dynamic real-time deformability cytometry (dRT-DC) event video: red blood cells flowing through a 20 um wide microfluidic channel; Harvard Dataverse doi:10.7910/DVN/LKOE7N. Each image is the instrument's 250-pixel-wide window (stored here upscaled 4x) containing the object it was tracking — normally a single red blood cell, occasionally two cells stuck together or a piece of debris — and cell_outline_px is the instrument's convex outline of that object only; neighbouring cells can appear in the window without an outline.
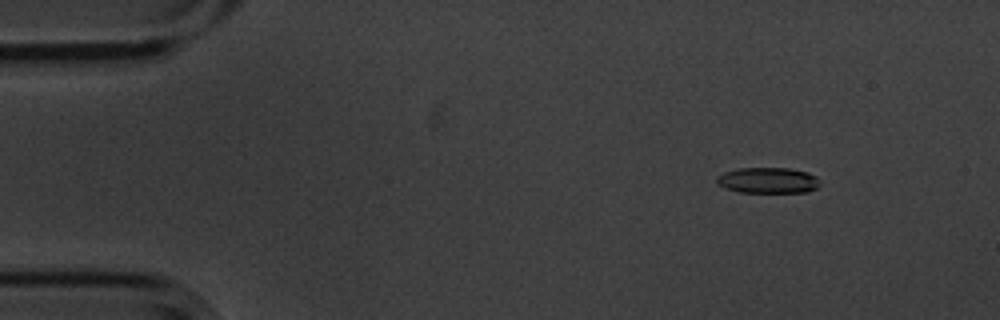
{"species": "common noctule bat (a hibernating species)", "species_latin": "Nyctalus noctula", "temperature_condition": "cold", "stored_images_in_passage": 6, "camera_frame_rate_fps": 3000, "um_per_image_px": 0.085, "animal": {"sex": "male", "body_mass_g": 20.1, "forearm_length_mm": 53.5}, "frame": {"image": 1, "passage_image": 2, "time_ms": 0.333, "image_size_px": [1000, 320], "cell_outline_px": [[820, 184], [816, 188], [808, 192], [740, 192], [728, 188], [720, 184], [716, 180], [716, 176], [724, 172], [740, 168], [788, 168], [808, 172], [816, 176], [820, 180]], "centroid_in_image_um": [65.33, 15.32], "position_along_channel_um": 19.7, "area_um2": 15.43}}
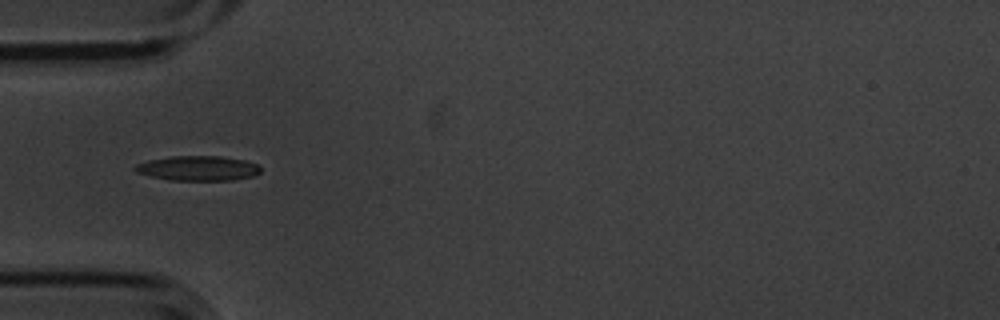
{"frame": {"image": 2, "passage_image": 5, "time_ms": 1.333, "image_size_px": [1000, 320], "cell_outline_px": [[260, 172], [252, 176], [232, 180], [168, 180], [136, 172], [132, 168], [136, 164], [148, 160], [172, 156], [220, 156], [244, 160], [260, 164]], "centroid_in_image_um": [16.83, 14.3], "position_along_channel_um": 68.2, "area_um2": 18.15}}
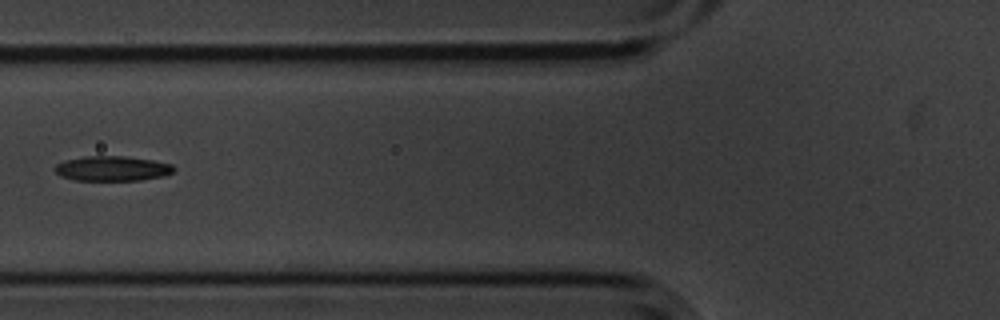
{"frame": {"image": 3, "passage_image": 6, "time_ms": 1.667, "image_size_px": [1000, 320], "cell_outline_px": [[176, 168], [172, 172], [164, 176], [140, 180], [76, 180], [60, 176], [52, 168], [56, 164], [64, 160], [84, 156], [124, 156], [152, 160], [172, 164]], "centroid_in_image_um": [9.52, 14.32], "position_along_channel_um": 116.3, "area_um2": 17.34}}